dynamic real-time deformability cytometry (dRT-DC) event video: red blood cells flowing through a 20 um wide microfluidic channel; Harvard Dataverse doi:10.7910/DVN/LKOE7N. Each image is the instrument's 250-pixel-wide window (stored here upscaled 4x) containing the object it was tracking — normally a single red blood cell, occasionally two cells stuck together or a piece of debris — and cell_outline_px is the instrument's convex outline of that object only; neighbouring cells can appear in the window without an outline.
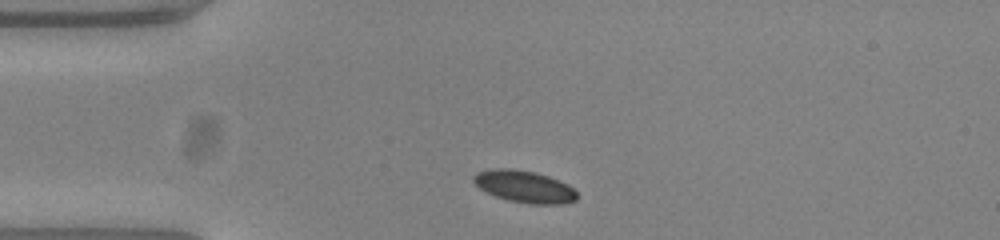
{"species": "common noctule bat (a hibernating species)", "species_latin": "Nyctalus noctula", "temperature_condition": "warm", "stored_images_in_passage": 33, "camera_frame_rate_fps": 3000, "um_per_image_px": 0.085, "animal": {"sex": "female", "body_mass_g": 23.0, "forearm_length_mm": 53.4}, "frame": {"image": 1, "passage_image": 1, "time_ms": 0.0, "image_size_px": [1000, 240], "cell_outline_px": [[576, 200], [564, 204], [528, 204], [508, 200], [496, 196], [480, 188], [472, 180], [472, 176], [476, 172], [492, 168], [512, 168], [536, 172], [548, 176], [568, 184], [576, 192]], "centroid_in_image_um": [44.56, 15.85], "position_along_channel_um": 40.4, "area_um2": 19.36}}
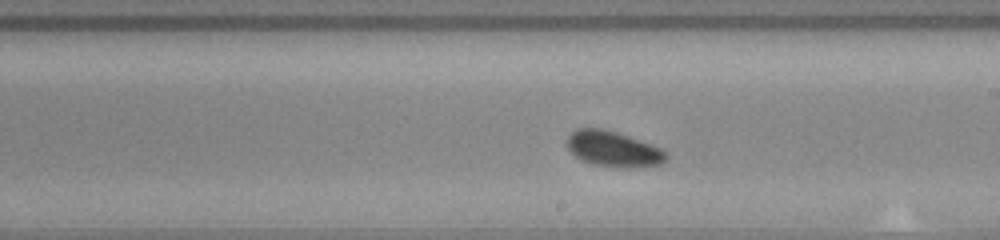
{"frame": {"image": 2, "passage_image": 19, "time_ms": 6.0, "image_size_px": [1000, 240], "cell_outline_px": [[668, 156], [660, 164], [636, 168], [624, 168], [592, 164], [580, 160], [568, 148], [568, 136], [576, 128], [600, 128], [616, 132], [628, 136], [660, 148]], "centroid_in_image_um": [52.11, 12.67], "position_along_channel_um": 236.9, "area_um2": 20.29}}
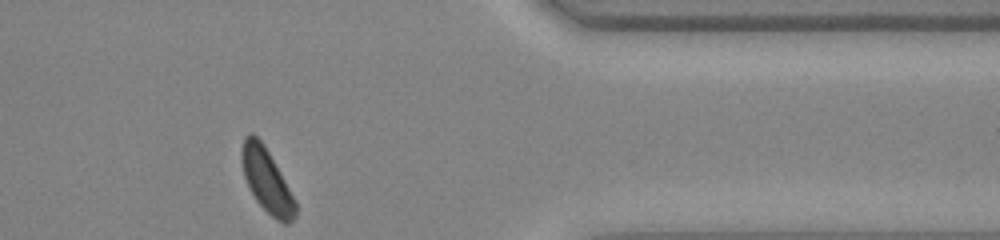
{"frame": {"image": 3, "passage_image": 33, "time_ms": 10.667, "image_size_px": [1000, 240], "cell_outline_px": [[296, 216], [288, 224], [284, 224], [276, 220], [256, 200], [244, 176], [240, 156], [240, 152], [244, 136], [248, 132], [252, 132], [264, 144], [296, 200]], "centroid_in_image_um": [22.66, 15.31], "position_along_channel_um": 388.7, "area_um2": 19.88}, "authors_computed_cell_mechanics": {"area_um2": 19.7676, "velocity_mm_per_s": 3.7242, "shape_relaxation_time_tau1_ms": 1.229, "shape_relaxation_time_tau2_ms": null, "deformation_change_tau1": 0.0632, "deformation_change_tau2": null}}